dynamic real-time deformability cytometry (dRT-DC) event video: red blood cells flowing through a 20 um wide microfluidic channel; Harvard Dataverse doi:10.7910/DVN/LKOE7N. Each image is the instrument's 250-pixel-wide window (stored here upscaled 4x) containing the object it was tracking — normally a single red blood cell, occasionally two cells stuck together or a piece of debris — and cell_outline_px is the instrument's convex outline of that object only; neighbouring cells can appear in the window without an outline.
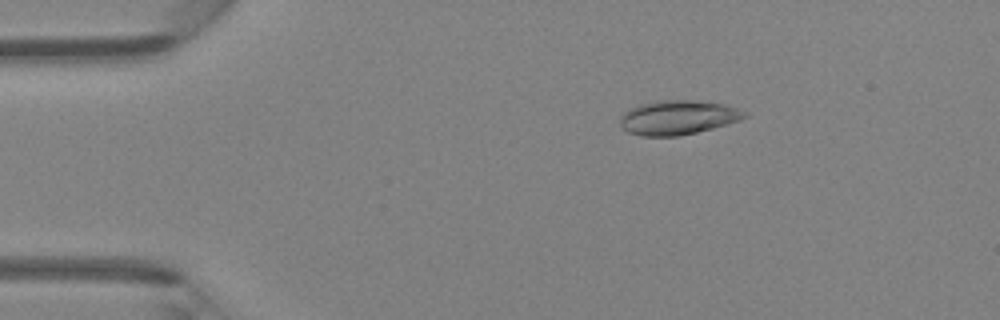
{"species": "Egyptian fruit bat (a non-hibernating species)", "species_latin": "Rousettus aegyptiacus", "temperature_condition": "room temperature", "stored_images_in_passage": 47, "camera_frame_rate_fps": 3000, "um_per_image_px": 0.085, "animal": {"sex": "female"}, "frame": {"image": 1, "passage_image": 8, "time_ms": 2.333, "image_size_px": [1000, 320], "cell_outline_px": [[748, 116], [740, 120], [712, 128], [680, 136], [640, 136], [628, 132], [620, 124], [620, 116], [624, 112], [640, 104], [656, 100], [692, 100], [724, 104], [748, 112]], "centroid_in_image_um": [57.62, 9.98], "position_along_channel_um": 27.4, "area_um2": 24.85}}
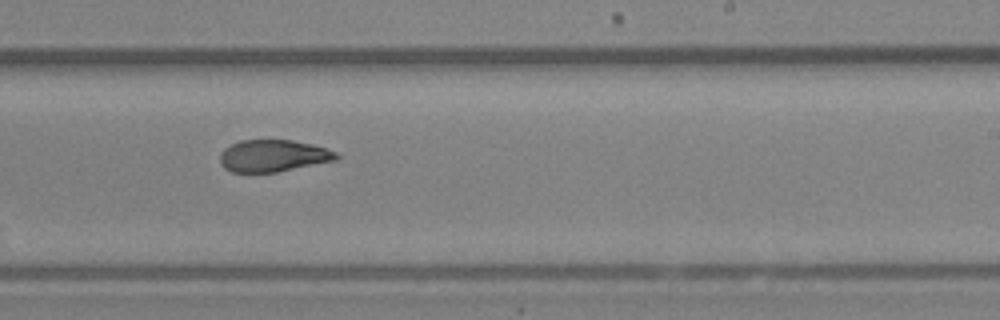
{"frame": {"image": 2, "passage_image": 29, "time_ms": 9.333, "image_size_px": [1000, 320], "cell_outline_px": [[340, 156], [336, 160], [276, 172], [232, 172], [224, 168], [220, 164], [220, 152], [224, 148], [240, 140], [292, 140], [312, 144], [336, 152]], "centroid_in_image_um": [23.19, 13.24], "position_along_channel_um": 265.8, "area_um2": 21.62}}
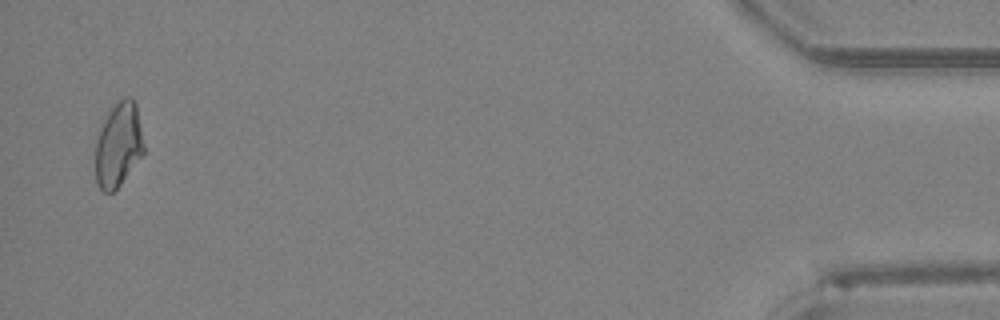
{"frame": {"image": 3, "passage_image": 46, "time_ms": 15.0, "image_size_px": [1000, 320], "cell_outline_px": [[144, 152], [120, 184], [112, 192], [104, 192], [100, 188], [96, 180], [96, 132], [108, 112], [124, 96], [132, 96], [136, 104], [144, 144]], "centroid_in_image_um": [10.05, 12.27], "position_along_channel_um": 425.1, "area_um2": 23.7}, "authors_computed_cell_mechanics": {"area_um2": 23.409, "velocity_mm_per_s": 4.3171, "shape_relaxation_time_tau1_ms": 8.8591, "shape_relaxation_time_tau2_ms": 1.9102, "deformation_change_tau1": 0.2176, "deformation_change_tau2": 0.079}}